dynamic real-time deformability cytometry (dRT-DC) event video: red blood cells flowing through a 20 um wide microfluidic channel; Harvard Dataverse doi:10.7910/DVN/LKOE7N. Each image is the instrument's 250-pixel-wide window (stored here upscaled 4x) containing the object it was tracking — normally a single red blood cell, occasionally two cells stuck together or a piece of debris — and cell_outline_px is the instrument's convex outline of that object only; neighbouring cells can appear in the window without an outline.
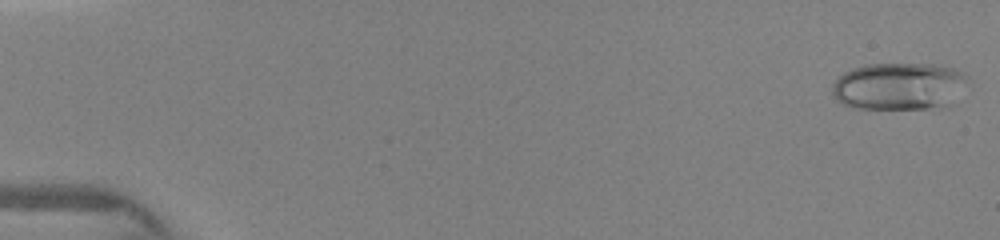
{"species": "human", "species_latin": "Homo sapiens", "temperature_condition": "warm", "stored_images_in_passage": 41, "camera_frame_rate_fps": 3000, "um_per_image_px": 0.085, "donor": {"sex": "female"}, "frame": {"image": 1, "passage_image": 1, "time_ms": 0.0, "image_size_px": [1000, 240], "cell_outline_px": [[968, 76], [952, 104], [924, 108], [852, 108], [836, 100], [832, 96], [832, 84], [844, 72], [852, 68], [864, 64], [936, 64], [956, 68]], "centroid_in_image_um": [76.37, 7.31], "position_along_channel_um": 8.6, "area_um2": 37.28}}
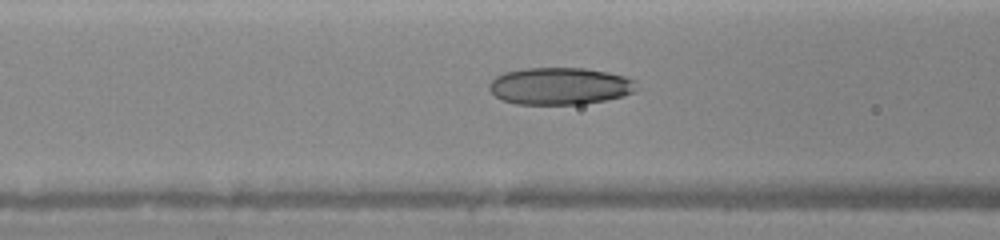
{"frame": {"image": 2, "passage_image": 17, "time_ms": 6.0, "image_size_px": [1000, 240], "cell_outline_px": [[636, 88], [632, 92], [624, 96], [604, 100], [580, 104], [516, 104], [504, 100], [496, 96], [488, 88], [488, 84], [496, 76], [504, 72], [524, 68], [584, 68], [608, 72], [624, 76], [636, 80]], "centroid_in_image_um": [47.58, 7.31], "position_along_channel_um": 119.0, "area_um2": 31.85}}
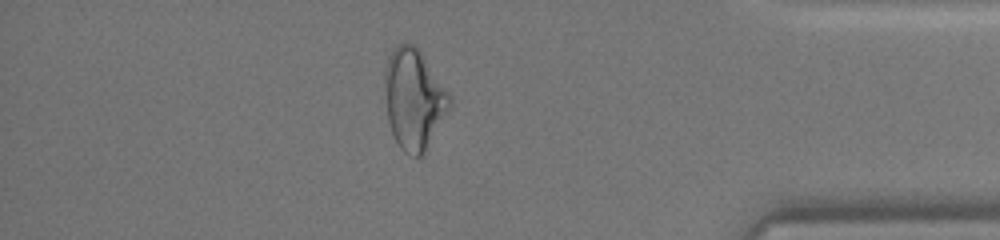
{"frame": {"image": 3, "passage_image": 35, "time_ms": 13.0, "image_size_px": [1000, 240], "cell_outline_px": [[452, 108], [424, 152], [420, 156], [412, 156], [404, 152], [400, 148], [392, 132], [388, 120], [384, 80], [384, 68], [392, 52], [404, 40], [412, 44], [420, 52], [452, 96]], "centroid_in_image_um": [35.2, 8.44], "position_along_channel_um": 400.0, "area_um2": 37.86}}